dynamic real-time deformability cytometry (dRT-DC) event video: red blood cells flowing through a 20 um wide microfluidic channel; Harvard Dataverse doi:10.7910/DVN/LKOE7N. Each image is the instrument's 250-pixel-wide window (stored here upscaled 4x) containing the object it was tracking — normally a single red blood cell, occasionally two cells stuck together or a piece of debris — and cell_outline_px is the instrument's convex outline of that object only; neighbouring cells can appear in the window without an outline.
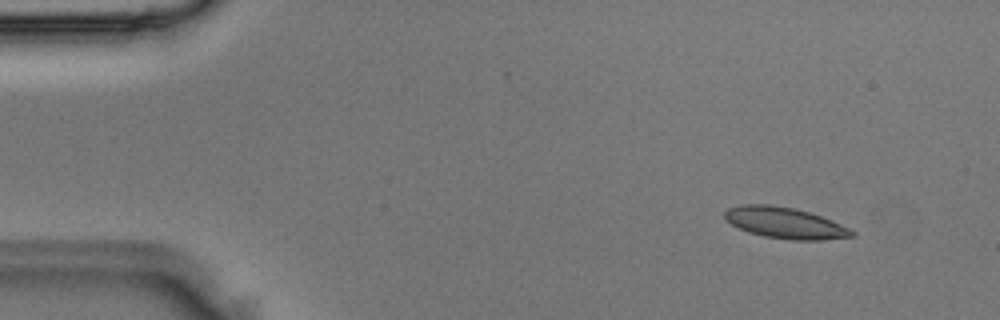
{"species": "Egyptian fruit bat (a non-hibernating species)", "species_latin": "Rousettus aegyptiacus", "temperature_condition": "room temperature", "stored_images_in_passage": 3, "camera_frame_rate_fps": 3000, "um_per_image_px": 0.085, "animal": {"sex": "male"}, "frame": {"image": 1, "passage_image": 1, "time_ms": 0.0, "image_size_px": [1000, 320], "cell_outline_px": [[856, 236], [820, 240], [792, 240], [764, 236], [748, 232], [724, 220], [724, 212], [728, 208], [740, 204], [768, 204], [792, 208], [808, 212], [820, 216], [840, 224], [856, 232]], "centroid_in_image_um": [66.69, 18.95], "position_along_channel_um": 18.3, "area_um2": 22.95}}
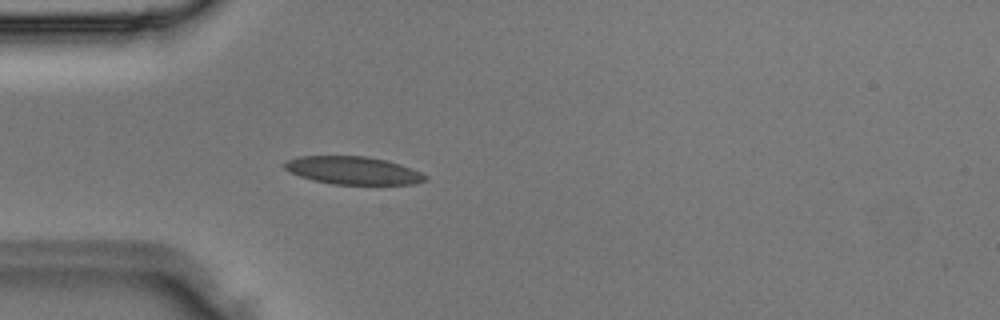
{"frame": {"image": 2, "passage_image": 3, "time_ms": 0.667, "image_size_px": [1000, 320], "cell_outline_px": [[428, 180], [412, 184], [332, 184], [312, 180], [300, 176], [284, 168], [284, 164], [288, 160], [300, 156], [368, 156], [388, 160], [400, 164], [420, 172], [428, 176]], "centroid_in_image_um": [30.04, 14.48], "position_along_channel_um": 55.0, "area_um2": 22.77}}